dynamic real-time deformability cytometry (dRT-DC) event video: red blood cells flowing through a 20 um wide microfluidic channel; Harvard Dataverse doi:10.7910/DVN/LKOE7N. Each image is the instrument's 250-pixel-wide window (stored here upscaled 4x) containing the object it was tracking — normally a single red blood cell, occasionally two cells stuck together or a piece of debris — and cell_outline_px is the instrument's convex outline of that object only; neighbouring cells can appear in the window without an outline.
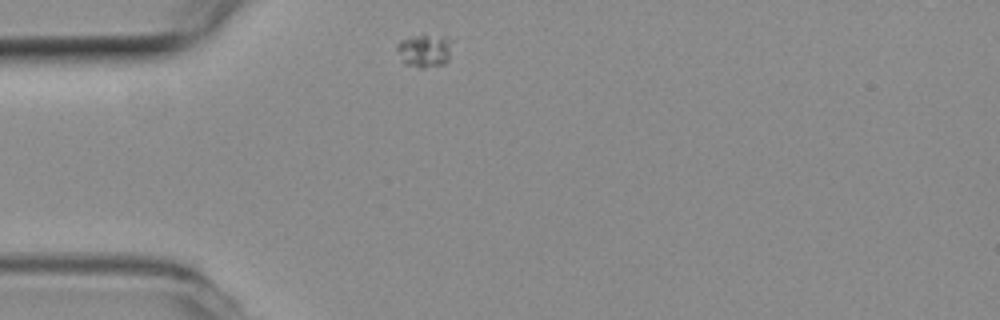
{"species": "common noctule bat (a hibernating species)", "species_latin": "Nyctalus noctula", "temperature_condition": "room temperature", "stored_images_in_passage": 1, "camera_frame_rate_fps": 3000, "um_per_image_px": 0.085, "animal": {"sex": "female", "body_mass_g": 19.3, "forearm_length_mm": 54.1}, "frame": {"image": 1, "passage_image": 1, "time_ms": 0.0, "image_size_px": [1000, 320], "cell_outline_px": [[452, 40], [448, 60], [444, 64], [424, 68], [416, 68], [404, 64], [396, 48], [396, 44], [400, 40], [408, 36], [424, 32], [444, 36]], "centroid_in_image_um": [36.07, 4.25], "position_along_channel_um": 48.9, "area_um2": 11.21}}